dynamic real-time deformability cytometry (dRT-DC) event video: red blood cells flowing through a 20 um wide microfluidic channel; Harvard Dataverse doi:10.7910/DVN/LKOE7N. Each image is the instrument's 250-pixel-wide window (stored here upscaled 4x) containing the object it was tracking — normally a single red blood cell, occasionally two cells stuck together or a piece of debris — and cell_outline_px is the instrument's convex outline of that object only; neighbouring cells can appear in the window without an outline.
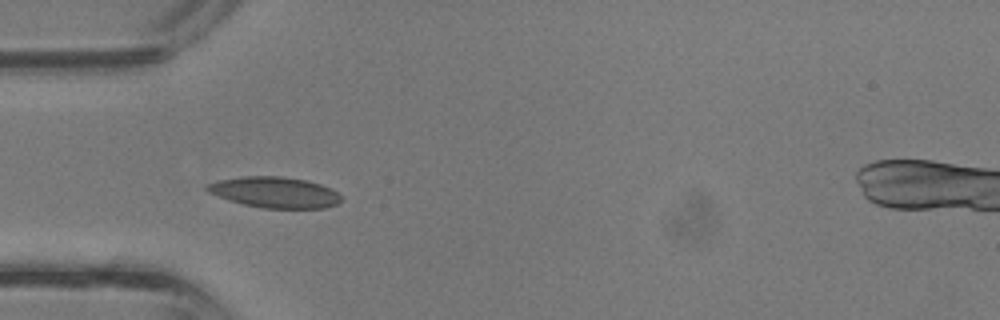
{"species": "common noctule bat (a hibernating species)", "species_latin": "Nyctalus noctula", "temperature_condition": "room temperature", "stored_images_in_passage": 33, "camera_frame_rate_fps": 3000, "um_per_image_px": 0.085, "animal": {"sex": "male", "body_mass_g": 13.3}, "frame": {"image": 1, "passage_image": 3, "time_ms": 0.667, "image_size_px": [1000, 320], "cell_outline_px": [[340, 200], [336, 204], [324, 208], [264, 208], [244, 204], [228, 200], [208, 192], [204, 188], [204, 184], [220, 180], [244, 176], [280, 176], [304, 180], [320, 184], [336, 192], [340, 196]], "centroid_in_image_um": [23.29, 16.34], "position_along_channel_um": 61.7, "area_um2": 23.87}}
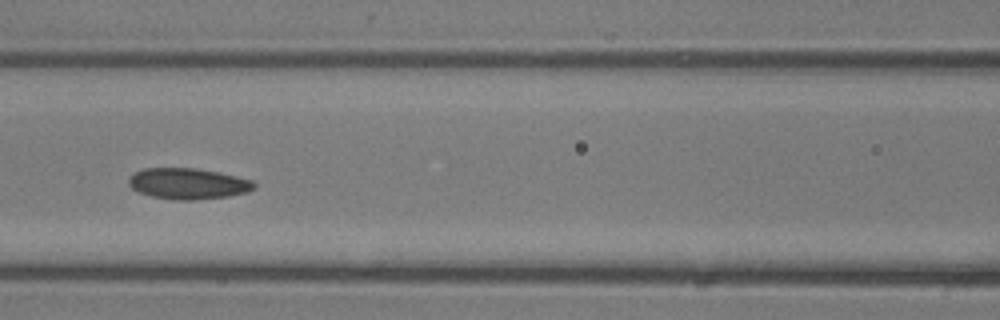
{"frame": {"image": 2, "passage_image": 8, "time_ms": 2.333, "image_size_px": [1000, 320], "cell_outline_px": [[256, 188], [244, 192], [228, 196], [192, 200], [172, 200], [152, 196], [140, 192], [132, 188], [128, 184], [128, 180], [136, 172], [144, 168], [192, 168], [220, 172], [252, 180], [256, 184]], "centroid_in_image_um": [15.99, 15.61], "position_along_channel_um": 150.6, "area_um2": 22.48}}
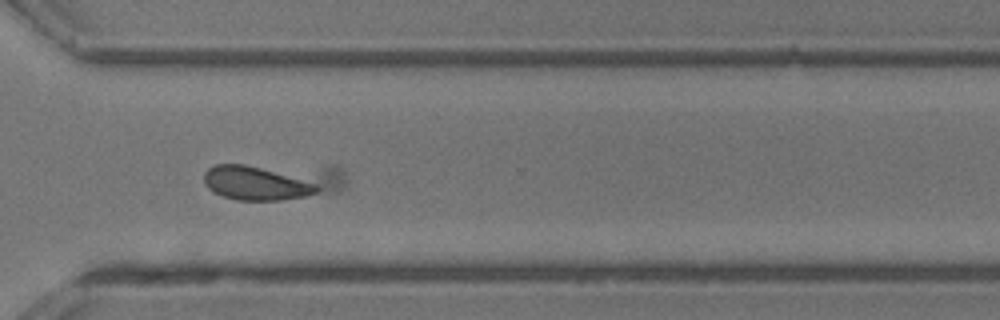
{"frame": {"image": 3, "passage_image": 19, "time_ms": 6.0, "image_size_px": [1000, 320], "cell_outline_px": [[348, 184], [344, 188], [336, 192], [280, 200], [236, 200], [212, 192], [204, 184], [204, 172], [208, 168], [216, 164], [336, 164], [344, 172]], "centroid_in_image_um": [23.28, 15.36], "position_along_channel_um": 347.3, "area_um2": 32.54}}